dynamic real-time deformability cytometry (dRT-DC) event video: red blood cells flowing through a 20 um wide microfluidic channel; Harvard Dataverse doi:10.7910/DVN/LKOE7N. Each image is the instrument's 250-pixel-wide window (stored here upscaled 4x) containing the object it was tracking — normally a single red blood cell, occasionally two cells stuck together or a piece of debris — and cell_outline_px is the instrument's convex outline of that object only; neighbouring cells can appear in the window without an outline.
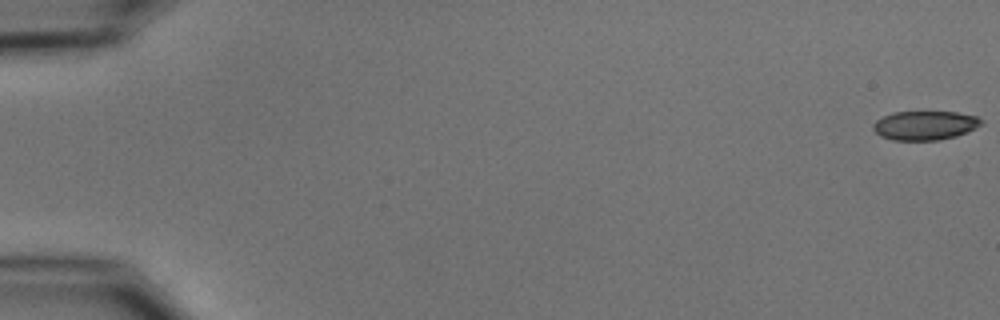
{"species": "common noctule bat (a hibernating species)", "species_latin": "Nyctalus noctula", "temperature_condition": "cold", "stored_images_in_passage": 55, "camera_frame_rate_fps": 3000, "um_per_image_px": 0.085, "animal": {"sex": "male", "body_mass_g": 15.6}, "frame": {"image": 1, "passage_image": 1, "time_ms": 0.0, "image_size_px": [1000, 320], "cell_outline_px": [[984, 124], [968, 132], [956, 136], [940, 140], [892, 140], [880, 136], [872, 128], [872, 124], [876, 120], [892, 112], [956, 112], [976, 116], [984, 120]], "centroid_in_image_um": [78.64, 10.66], "position_along_channel_um": 6.4, "area_um2": 18.5}}
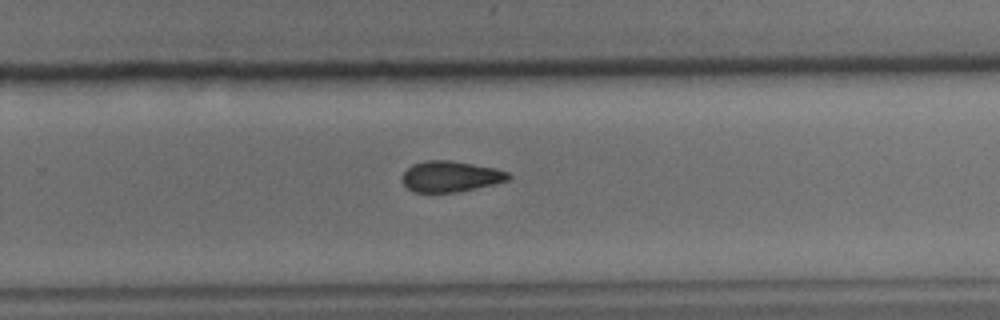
{"frame": {"image": 2, "passage_image": 37, "time_ms": 12.0, "image_size_px": [1000, 320], "cell_outline_px": [[512, 176], [508, 180], [476, 188], [456, 192], [412, 192], [404, 184], [404, 172], [412, 164], [428, 160], [448, 160], [496, 168], [508, 172]], "centroid_in_image_um": [38.31, 15.0], "position_along_channel_um": 291.5, "area_um2": 18.84}}
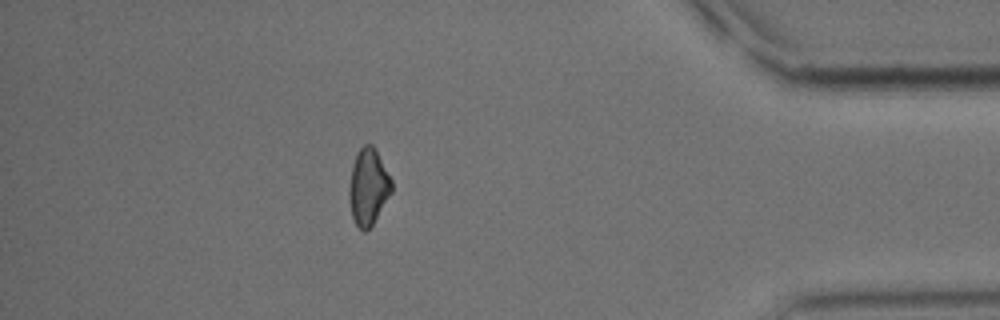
{"frame": {"image": 3, "passage_image": 49, "time_ms": 16.0, "image_size_px": [1000, 320], "cell_outline_px": [[392, 192], [372, 224], [364, 232], [356, 224], [352, 216], [348, 196], [348, 188], [352, 164], [360, 148], [364, 144], [372, 144], [376, 148], [392, 180]], "centroid_in_image_um": [31.3, 15.84], "position_along_channel_um": 403.9, "area_um2": 18.9}}